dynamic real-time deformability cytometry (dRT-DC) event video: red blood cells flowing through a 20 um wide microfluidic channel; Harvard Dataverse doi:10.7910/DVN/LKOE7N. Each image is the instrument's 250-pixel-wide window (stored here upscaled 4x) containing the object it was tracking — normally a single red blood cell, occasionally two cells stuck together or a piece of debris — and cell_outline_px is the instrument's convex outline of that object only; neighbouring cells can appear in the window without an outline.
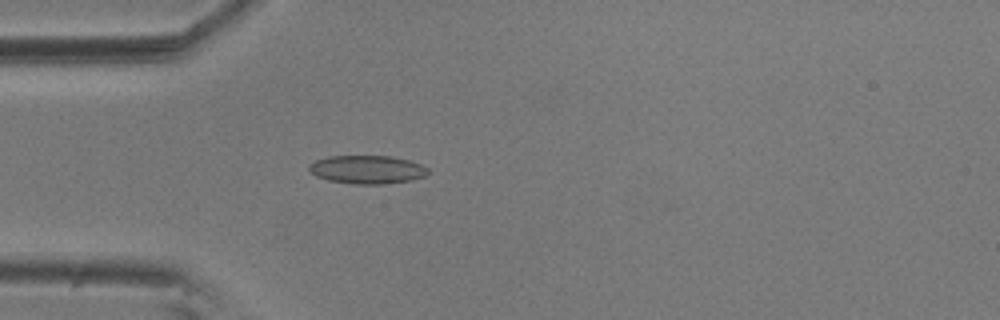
{"species": "common noctule bat (a hibernating species)", "species_latin": "Nyctalus noctula", "temperature_condition": "room temperature", "stored_images_in_passage": 46, "camera_frame_rate_fps": 3000, "um_per_image_px": 0.085, "animal": {"sex": "male", "body_mass_g": 20.5, "forearm_length_mm": 52.5}, "frame": {"image": 1, "passage_image": 16, "time_ms": 5.0, "image_size_px": [1000, 320], "cell_outline_px": [[432, 172], [424, 176], [412, 180], [380, 184], [356, 184], [328, 180], [316, 176], [308, 168], [308, 164], [316, 160], [328, 156], [392, 156], [408, 160], [420, 164], [428, 168]], "centroid_in_image_um": [31.23, 14.41], "position_along_channel_um": 53.8, "area_um2": 19.65}}
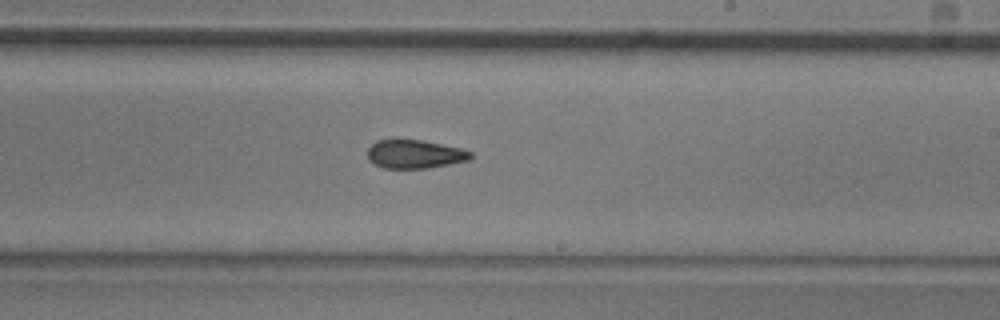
{"frame": {"image": 2, "passage_image": 33, "time_ms": 10.667, "image_size_px": [1000, 320], "cell_outline_px": [[472, 160], [428, 168], [384, 168], [368, 160], [368, 148], [376, 140], [396, 136], [420, 140], [460, 148], [472, 152]], "centroid_in_image_um": [35.22, 13.06], "position_along_channel_um": 253.8, "area_um2": 17.69}}
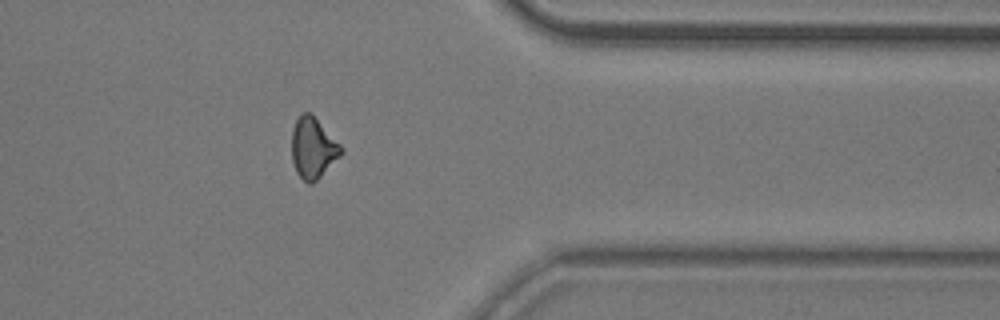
{"frame": {"image": 3, "passage_image": 45, "time_ms": 14.667, "image_size_px": [1000, 320], "cell_outline_px": [[344, 152], [312, 184], [308, 184], [296, 172], [292, 160], [292, 128], [300, 112], [312, 112], [344, 148]], "centroid_in_image_um": [26.61, 12.53], "position_along_channel_um": 384.8, "area_um2": 17.69}}